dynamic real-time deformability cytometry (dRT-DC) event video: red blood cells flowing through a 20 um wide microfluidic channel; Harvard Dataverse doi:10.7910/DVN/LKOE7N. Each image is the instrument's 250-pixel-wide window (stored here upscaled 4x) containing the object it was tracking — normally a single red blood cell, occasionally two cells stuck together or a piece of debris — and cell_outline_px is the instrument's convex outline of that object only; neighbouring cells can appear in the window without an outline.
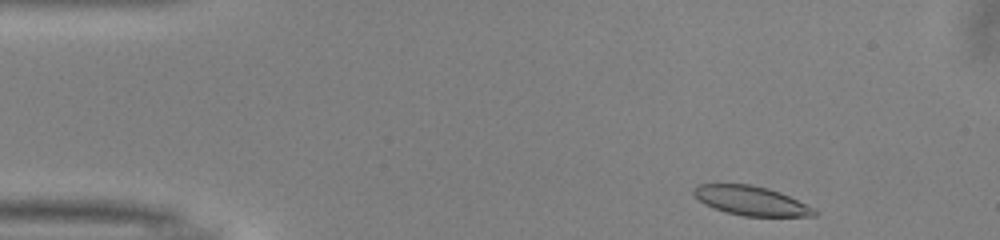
{"species": "common noctule bat (a hibernating species)", "species_latin": "Nyctalus noctula", "temperature_condition": "warm", "stored_images_in_passage": 47, "camera_frame_rate_fps": 3000, "um_per_image_px": 0.085, "animal": {"sex": "male", "body_mass_g": 13.0, "forearm_length_mm": 53.1}, "frame": {"image": 1, "passage_image": 2, "time_ms": 0.333, "image_size_px": [1000, 240], "cell_outline_px": [[820, 212], [816, 216], [744, 216], [728, 212], [704, 204], [692, 192], [692, 188], [700, 184], [752, 184], [768, 188], [780, 192]], "centroid_in_image_um": [63.84, 17.05], "position_along_channel_um": 21.2, "area_um2": 20.29}}
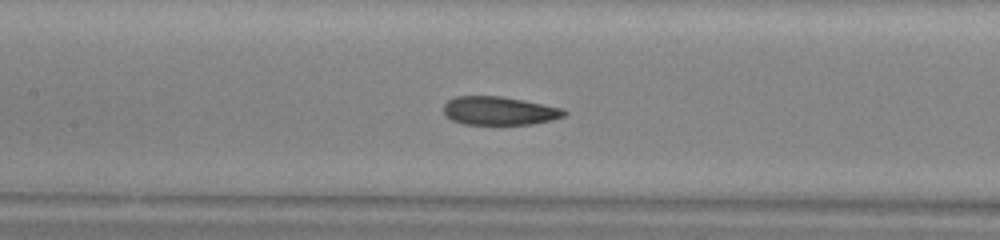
{"frame": {"image": 2, "passage_image": 19, "time_ms": 6.0, "image_size_px": [1000, 240], "cell_outline_px": [[568, 112], [564, 116], [552, 120], [532, 124], [464, 124], [452, 120], [444, 116], [444, 104], [448, 100], [456, 96], [500, 96], [564, 108]], "centroid_in_image_um": [42.43, 9.42], "position_along_channel_um": 165.0, "area_um2": 20.0}}
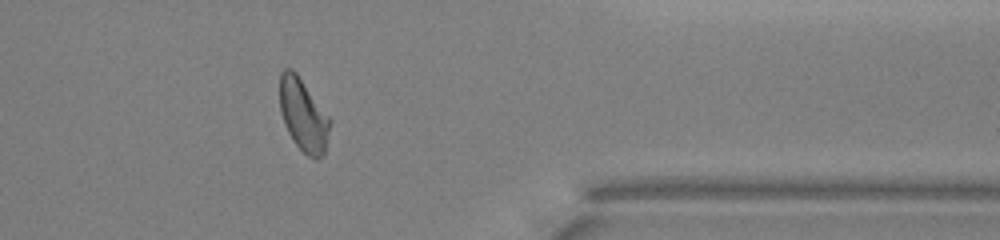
{"frame": {"image": 3, "passage_image": 37, "time_ms": 12.0, "image_size_px": [1000, 240], "cell_outline_px": [[332, 120], [324, 156], [316, 160], [308, 156], [296, 144], [288, 132], [284, 124], [280, 112], [280, 72], [284, 68], [292, 68], [296, 72]], "centroid_in_image_um": [25.79, 9.79], "position_along_channel_um": 385.6, "area_um2": 21.39}, "authors_computed_cell_mechanics": {"area_um2": 21.2126, "velocity_mm_per_s": 3.9955, "shape_relaxation_time_tau1_ms": 5.0338, "shape_relaxation_time_tau2_ms": 2.2798, "deformation_change_tau1": 0.1371, "deformation_change_tau2": 0.0878}}